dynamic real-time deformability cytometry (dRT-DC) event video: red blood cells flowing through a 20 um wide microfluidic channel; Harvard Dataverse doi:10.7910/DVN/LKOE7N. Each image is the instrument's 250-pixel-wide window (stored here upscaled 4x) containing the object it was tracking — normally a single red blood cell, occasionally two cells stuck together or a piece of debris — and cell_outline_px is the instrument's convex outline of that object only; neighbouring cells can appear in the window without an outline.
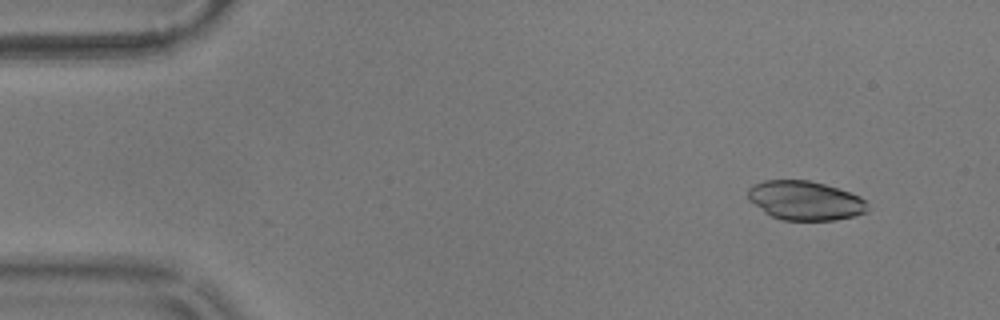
{"species": "common noctule bat (a hibernating species)", "species_latin": "Nyctalus noctula", "temperature_condition": "warm", "stored_images_in_passage": 10, "camera_frame_rate_fps": 3000, "um_per_image_px": 0.085, "animal": {"sex": "male", "body_mass_g": 17.9}, "frame": {"image": 1, "passage_image": 2, "time_ms": 0.333, "image_size_px": [1000, 320], "cell_outline_px": [[868, 208], [864, 212], [852, 216], [836, 220], [780, 220], [764, 212], [748, 200], [748, 188], [764, 180], [808, 180], [824, 184], [860, 196], [864, 200]], "centroid_in_image_um": [68.39, 17.05], "position_along_channel_um": 16.6, "area_um2": 27.05}}